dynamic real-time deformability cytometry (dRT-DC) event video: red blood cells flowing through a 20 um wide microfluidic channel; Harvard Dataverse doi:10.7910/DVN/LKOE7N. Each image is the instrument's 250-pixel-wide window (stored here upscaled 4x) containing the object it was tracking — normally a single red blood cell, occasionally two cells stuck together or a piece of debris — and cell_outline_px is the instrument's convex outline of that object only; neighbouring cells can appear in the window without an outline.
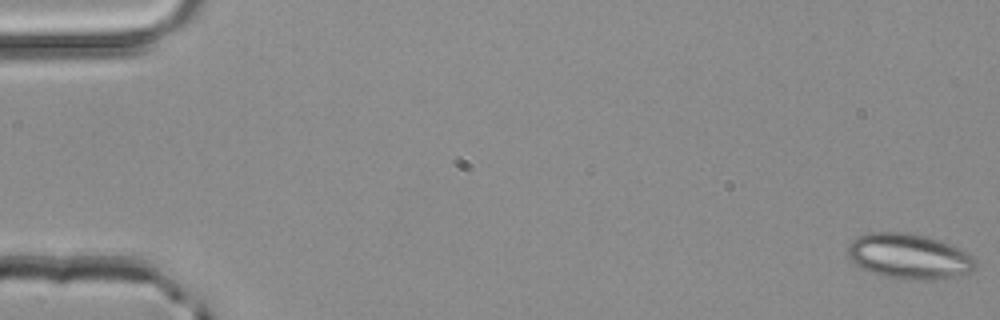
{"species": "common noctule bat (a hibernating species)", "species_latin": "Nyctalus noctula", "temperature_condition": "room temperature", "stored_images_in_passage": 51, "segment_of_instrument_passage": [1, 2], "camera_frame_rate_fps": 3000, "um_per_image_px": 0.085, "animal": {"sex": "male", "body_mass_g": 20.4}, "frame": {"image": 1, "passage_image": 1, "time_ms": 0.0, "image_size_px": [1000, 320], "cell_outline_px": [[976, 268], [968, 272], [948, 280], [912, 280], [888, 276], [872, 272], [856, 264], [848, 256], [848, 244], [852, 240], [868, 232], [904, 232], [924, 236], [940, 240], [960, 248], [968, 252], [976, 260]], "centroid_in_image_um": [77.33, 21.79], "position_along_channel_um": 7.7, "area_um2": 33.76}}